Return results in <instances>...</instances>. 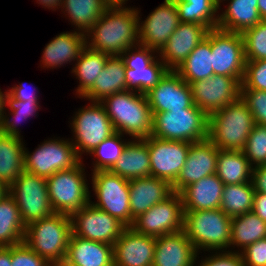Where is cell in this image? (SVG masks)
Returning a JSON list of instances; mask_svg holds the SVG:
<instances>
[{
  "instance_id": "1",
  "label": "cell",
  "mask_w": 266,
  "mask_h": 266,
  "mask_svg": "<svg viewBox=\"0 0 266 266\" xmlns=\"http://www.w3.org/2000/svg\"><path fill=\"white\" fill-rule=\"evenodd\" d=\"M138 15L136 6H108L86 34V46L120 56L139 44Z\"/></svg>"
},
{
  "instance_id": "2",
  "label": "cell",
  "mask_w": 266,
  "mask_h": 266,
  "mask_svg": "<svg viewBox=\"0 0 266 266\" xmlns=\"http://www.w3.org/2000/svg\"><path fill=\"white\" fill-rule=\"evenodd\" d=\"M104 106L115 132L131 139H145L152 134L153 114L144 93L125 90L105 97Z\"/></svg>"
},
{
  "instance_id": "3",
  "label": "cell",
  "mask_w": 266,
  "mask_h": 266,
  "mask_svg": "<svg viewBox=\"0 0 266 266\" xmlns=\"http://www.w3.org/2000/svg\"><path fill=\"white\" fill-rule=\"evenodd\" d=\"M254 124L240 97L208 116V139L220 150L242 151Z\"/></svg>"
},
{
  "instance_id": "4",
  "label": "cell",
  "mask_w": 266,
  "mask_h": 266,
  "mask_svg": "<svg viewBox=\"0 0 266 266\" xmlns=\"http://www.w3.org/2000/svg\"><path fill=\"white\" fill-rule=\"evenodd\" d=\"M183 212V230L199 255L230 251L231 217L220 208Z\"/></svg>"
},
{
  "instance_id": "5",
  "label": "cell",
  "mask_w": 266,
  "mask_h": 266,
  "mask_svg": "<svg viewBox=\"0 0 266 266\" xmlns=\"http://www.w3.org/2000/svg\"><path fill=\"white\" fill-rule=\"evenodd\" d=\"M71 234V216L54 213L28 224L23 242L54 265L65 259Z\"/></svg>"
},
{
  "instance_id": "6",
  "label": "cell",
  "mask_w": 266,
  "mask_h": 266,
  "mask_svg": "<svg viewBox=\"0 0 266 266\" xmlns=\"http://www.w3.org/2000/svg\"><path fill=\"white\" fill-rule=\"evenodd\" d=\"M81 160L74 168L61 170L46 179L48 195L55 213L72 215L91 199L90 180Z\"/></svg>"
},
{
  "instance_id": "7",
  "label": "cell",
  "mask_w": 266,
  "mask_h": 266,
  "mask_svg": "<svg viewBox=\"0 0 266 266\" xmlns=\"http://www.w3.org/2000/svg\"><path fill=\"white\" fill-rule=\"evenodd\" d=\"M152 114L151 136L190 143L208 138V115L196 105L185 110L152 112Z\"/></svg>"
},
{
  "instance_id": "8",
  "label": "cell",
  "mask_w": 266,
  "mask_h": 266,
  "mask_svg": "<svg viewBox=\"0 0 266 266\" xmlns=\"http://www.w3.org/2000/svg\"><path fill=\"white\" fill-rule=\"evenodd\" d=\"M78 108L68 121L76 153L83 161V155L92 152L101 142L115 133L104 106L100 102H91Z\"/></svg>"
},
{
  "instance_id": "9",
  "label": "cell",
  "mask_w": 266,
  "mask_h": 266,
  "mask_svg": "<svg viewBox=\"0 0 266 266\" xmlns=\"http://www.w3.org/2000/svg\"><path fill=\"white\" fill-rule=\"evenodd\" d=\"M90 176V192L93 191L90 198L97 199L90 200V203L131 227L134 219L131 217L129 180L110 171H93Z\"/></svg>"
},
{
  "instance_id": "10",
  "label": "cell",
  "mask_w": 266,
  "mask_h": 266,
  "mask_svg": "<svg viewBox=\"0 0 266 266\" xmlns=\"http://www.w3.org/2000/svg\"><path fill=\"white\" fill-rule=\"evenodd\" d=\"M32 152L24 148V171L48 178L54 173L74 168L81 159L70 138L44 139Z\"/></svg>"
},
{
  "instance_id": "11",
  "label": "cell",
  "mask_w": 266,
  "mask_h": 266,
  "mask_svg": "<svg viewBox=\"0 0 266 266\" xmlns=\"http://www.w3.org/2000/svg\"><path fill=\"white\" fill-rule=\"evenodd\" d=\"M9 194L16 202L25 226L55 213L44 177L23 171L9 186Z\"/></svg>"
},
{
  "instance_id": "12",
  "label": "cell",
  "mask_w": 266,
  "mask_h": 266,
  "mask_svg": "<svg viewBox=\"0 0 266 266\" xmlns=\"http://www.w3.org/2000/svg\"><path fill=\"white\" fill-rule=\"evenodd\" d=\"M125 64L129 90L146 94L168 71L158 52L143 45L129 48L120 55Z\"/></svg>"
},
{
  "instance_id": "13",
  "label": "cell",
  "mask_w": 266,
  "mask_h": 266,
  "mask_svg": "<svg viewBox=\"0 0 266 266\" xmlns=\"http://www.w3.org/2000/svg\"><path fill=\"white\" fill-rule=\"evenodd\" d=\"M184 212L181 195L174 192L134 219L131 228L142 235L163 236L183 230Z\"/></svg>"
},
{
  "instance_id": "14",
  "label": "cell",
  "mask_w": 266,
  "mask_h": 266,
  "mask_svg": "<svg viewBox=\"0 0 266 266\" xmlns=\"http://www.w3.org/2000/svg\"><path fill=\"white\" fill-rule=\"evenodd\" d=\"M211 53L214 74L244 77L246 58L242 34L211 29Z\"/></svg>"
},
{
  "instance_id": "15",
  "label": "cell",
  "mask_w": 266,
  "mask_h": 266,
  "mask_svg": "<svg viewBox=\"0 0 266 266\" xmlns=\"http://www.w3.org/2000/svg\"><path fill=\"white\" fill-rule=\"evenodd\" d=\"M72 233L84 239L114 245L127 228L90 202L71 215Z\"/></svg>"
},
{
  "instance_id": "16",
  "label": "cell",
  "mask_w": 266,
  "mask_h": 266,
  "mask_svg": "<svg viewBox=\"0 0 266 266\" xmlns=\"http://www.w3.org/2000/svg\"><path fill=\"white\" fill-rule=\"evenodd\" d=\"M243 78L212 75L190 85L194 105L208 116L240 98Z\"/></svg>"
},
{
  "instance_id": "17",
  "label": "cell",
  "mask_w": 266,
  "mask_h": 266,
  "mask_svg": "<svg viewBox=\"0 0 266 266\" xmlns=\"http://www.w3.org/2000/svg\"><path fill=\"white\" fill-rule=\"evenodd\" d=\"M147 145L151 176L173 185L186 162L191 143L149 136L147 137Z\"/></svg>"
},
{
  "instance_id": "18",
  "label": "cell",
  "mask_w": 266,
  "mask_h": 266,
  "mask_svg": "<svg viewBox=\"0 0 266 266\" xmlns=\"http://www.w3.org/2000/svg\"><path fill=\"white\" fill-rule=\"evenodd\" d=\"M137 9L139 44L159 52L180 23L176 3L173 0H164L145 20H142L141 9Z\"/></svg>"
},
{
  "instance_id": "19",
  "label": "cell",
  "mask_w": 266,
  "mask_h": 266,
  "mask_svg": "<svg viewBox=\"0 0 266 266\" xmlns=\"http://www.w3.org/2000/svg\"><path fill=\"white\" fill-rule=\"evenodd\" d=\"M146 96L152 112H172L194 106L190 85L174 70H168Z\"/></svg>"
},
{
  "instance_id": "20",
  "label": "cell",
  "mask_w": 266,
  "mask_h": 266,
  "mask_svg": "<svg viewBox=\"0 0 266 266\" xmlns=\"http://www.w3.org/2000/svg\"><path fill=\"white\" fill-rule=\"evenodd\" d=\"M219 149L207 138L191 143L186 162L172 185L173 191L180 193L185 187L215 174Z\"/></svg>"
},
{
  "instance_id": "21",
  "label": "cell",
  "mask_w": 266,
  "mask_h": 266,
  "mask_svg": "<svg viewBox=\"0 0 266 266\" xmlns=\"http://www.w3.org/2000/svg\"><path fill=\"white\" fill-rule=\"evenodd\" d=\"M209 32L205 26L180 22L175 32L158 52L159 59L168 70H176L187 56L202 42Z\"/></svg>"
},
{
  "instance_id": "22",
  "label": "cell",
  "mask_w": 266,
  "mask_h": 266,
  "mask_svg": "<svg viewBox=\"0 0 266 266\" xmlns=\"http://www.w3.org/2000/svg\"><path fill=\"white\" fill-rule=\"evenodd\" d=\"M156 237L127 227L113 245L114 266H152Z\"/></svg>"
},
{
  "instance_id": "23",
  "label": "cell",
  "mask_w": 266,
  "mask_h": 266,
  "mask_svg": "<svg viewBox=\"0 0 266 266\" xmlns=\"http://www.w3.org/2000/svg\"><path fill=\"white\" fill-rule=\"evenodd\" d=\"M198 253L184 230L156 237L152 266H196Z\"/></svg>"
},
{
  "instance_id": "24",
  "label": "cell",
  "mask_w": 266,
  "mask_h": 266,
  "mask_svg": "<svg viewBox=\"0 0 266 266\" xmlns=\"http://www.w3.org/2000/svg\"><path fill=\"white\" fill-rule=\"evenodd\" d=\"M55 36L42 51L39 64L42 69L54 70L66 64H74L86 46V35L74 30L64 31Z\"/></svg>"
},
{
  "instance_id": "25",
  "label": "cell",
  "mask_w": 266,
  "mask_h": 266,
  "mask_svg": "<svg viewBox=\"0 0 266 266\" xmlns=\"http://www.w3.org/2000/svg\"><path fill=\"white\" fill-rule=\"evenodd\" d=\"M173 193L169 182L156 177L129 180L131 217L135 219L155 204L166 200Z\"/></svg>"
},
{
  "instance_id": "26",
  "label": "cell",
  "mask_w": 266,
  "mask_h": 266,
  "mask_svg": "<svg viewBox=\"0 0 266 266\" xmlns=\"http://www.w3.org/2000/svg\"><path fill=\"white\" fill-rule=\"evenodd\" d=\"M224 183L215 174L185 187L181 195L183 211L219 209Z\"/></svg>"
},
{
  "instance_id": "27",
  "label": "cell",
  "mask_w": 266,
  "mask_h": 266,
  "mask_svg": "<svg viewBox=\"0 0 266 266\" xmlns=\"http://www.w3.org/2000/svg\"><path fill=\"white\" fill-rule=\"evenodd\" d=\"M224 3H227L225 9L221 8ZM218 11L217 28L224 31L242 34L262 21L258 0H225Z\"/></svg>"
},
{
  "instance_id": "28",
  "label": "cell",
  "mask_w": 266,
  "mask_h": 266,
  "mask_svg": "<svg viewBox=\"0 0 266 266\" xmlns=\"http://www.w3.org/2000/svg\"><path fill=\"white\" fill-rule=\"evenodd\" d=\"M65 260L77 266H114L113 245L70 236Z\"/></svg>"
},
{
  "instance_id": "29",
  "label": "cell",
  "mask_w": 266,
  "mask_h": 266,
  "mask_svg": "<svg viewBox=\"0 0 266 266\" xmlns=\"http://www.w3.org/2000/svg\"><path fill=\"white\" fill-rule=\"evenodd\" d=\"M151 164L147 138L131 139L120 158L109 170L111 173L119 175L127 180L150 177Z\"/></svg>"
},
{
  "instance_id": "30",
  "label": "cell",
  "mask_w": 266,
  "mask_h": 266,
  "mask_svg": "<svg viewBox=\"0 0 266 266\" xmlns=\"http://www.w3.org/2000/svg\"><path fill=\"white\" fill-rule=\"evenodd\" d=\"M125 70V64L121 56H110L93 86L81 99L100 102L107 96L128 90Z\"/></svg>"
},
{
  "instance_id": "31",
  "label": "cell",
  "mask_w": 266,
  "mask_h": 266,
  "mask_svg": "<svg viewBox=\"0 0 266 266\" xmlns=\"http://www.w3.org/2000/svg\"><path fill=\"white\" fill-rule=\"evenodd\" d=\"M108 6L104 0H63L60 9L73 30L86 35Z\"/></svg>"
},
{
  "instance_id": "32",
  "label": "cell",
  "mask_w": 266,
  "mask_h": 266,
  "mask_svg": "<svg viewBox=\"0 0 266 266\" xmlns=\"http://www.w3.org/2000/svg\"><path fill=\"white\" fill-rule=\"evenodd\" d=\"M110 55L95 51L85 46L78 59L71 67V74L79 80L78 87L74 90L75 95L81 98L94 84L96 78L105 68Z\"/></svg>"
},
{
  "instance_id": "33",
  "label": "cell",
  "mask_w": 266,
  "mask_h": 266,
  "mask_svg": "<svg viewBox=\"0 0 266 266\" xmlns=\"http://www.w3.org/2000/svg\"><path fill=\"white\" fill-rule=\"evenodd\" d=\"M265 237L266 222L252 211L231 218L230 251L240 253L247 246Z\"/></svg>"
},
{
  "instance_id": "34",
  "label": "cell",
  "mask_w": 266,
  "mask_h": 266,
  "mask_svg": "<svg viewBox=\"0 0 266 266\" xmlns=\"http://www.w3.org/2000/svg\"><path fill=\"white\" fill-rule=\"evenodd\" d=\"M188 84L205 80L214 75L211 53V30L187 56L186 60L175 70Z\"/></svg>"
},
{
  "instance_id": "35",
  "label": "cell",
  "mask_w": 266,
  "mask_h": 266,
  "mask_svg": "<svg viewBox=\"0 0 266 266\" xmlns=\"http://www.w3.org/2000/svg\"><path fill=\"white\" fill-rule=\"evenodd\" d=\"M23 139L0 133V180L10 186L24 171Z\"/></svg>"
},
{
  "instance_id": "36",
  "label": "cell",
  "mask_w": 266,
  "mask_h": 266,
  "mask_svg": "<svg viewBox=\"0 0 266 266\" xmlns=\"http://www.w3.org/2000/svg\"><path fill=\"white\" fill-rule=\"evenodd\" d=\"M216 175L224 185L251 182L252 167L242 151L219 149Z\"/></svg>"
},
{
  "instance_id": "37",
  "label": "cell",
  "mask_w": 266,
  "mask_h": 266,
  "mask_svg": "<svg viewBox=\"0 0 266 266\" xmlns=\"http://www.w3.org/2000/svg\"><path fill=\"white\" fill-rule=\"evenodd\" d=\"M39 102L41 101L15 99L7 92L5 96V109L0 121V133L23 139L21 129L18 126H20L19 124L22 121H27L28 118L31 119L33 116L35 118L38 116V110L41 109Z\"/></svg>"
},
{
  "instance_id": "38",
  "label": "cell",
  "mask_w": 266,
  "mask_h": 266,
  "mask_svg": "<svg viewBox=\"0 0 266 266\" xmlns=\"http://www.w3.org/2000/svg\"><path fill=\"white\" fill-rule=\"evenodd\" d=\"M25 227L16 202L7 194L0 199V247L23 243Z\"/></svg>"
},
{
  "instance_id": "39",
  "label": "cell",
  "mask_w": 266,
  "mask_h": 266,
  "mask_svg": "<svg viewBox=\"0 0 266 266\" xmlns=\"http://www.w3.org/2000/svg\"><path fill=\"white\" fill-rule=\"evenodd\" d=\"M180 22L196 23L209 30L217 28L219 6L213 0H173Z\"/></svg>"
},
{
  "instance_id": "40",
  "label": "cell",
  "mask_w": 266,
  "mask_h": 266,
  "mask_svg": "<svg viewBox=\"0 0 266 266\" xmlns=\"http://www.w3.org/2000/svg\"><path fill=\"white\" fill-rule=\"evenodd\" d=\"M254 194L252 182L224 185L220 209L231 218L251 212Z\"/></svg>"
},
{
  "instance_id": "41",
  "label": "cell",
  "mask_w": 266,
  "mask_h": 266,
  "mask_svg": "<svg viewBox=\"0 0 266 266\" xmlns=\"http://www.w3.org/2000/svg\"><path fill=\"white\" fill-rule=\"evenodd\" d=\"M125 138V135L115 132L90 152L88 155L93 156L91 158L93 168L90 171H109L131 140V138Z\"/></svg>"
},
{
  "instance_id": "42",
  "label": "cell",
  "mask_w": 266,
  "mask_h": 266,
  "mask_svg": "<svg viewBox=\"0 0 266 266\" xmlns=\"http://www.w3.org/2000/svg\"><path fill=\"white\" fill-rule=\"evenodd\" d=\"M246 61L266 60V20L242 33Z\"/></svg>"
},
{
  "instance_id": "43",
  "label": "cell",
  "mask_w": 266,
  "mask_h": 266,
  "mask_svg": "<svg viewBox=\"0 0 266 266\" xmlns=\"http://www.w3.org/2000/svg\"><path fill=\"white\" fill-rule=\"evenodd\" d=\"M242 152L252 168L266 165V125L254 124Z\"/></svg>"
},
{
  "instance_id": "44",
  "label": "cell",
  "mask_w": 266,
  "mask_h": 266,
  "mask_svg": "<svg viewBox=\"0 0 266 266\" xmlns=\"http://www.w3.org/2000/svg\"><path fill=\"white\" fill-rule=\"evenodd\" d=\"M240 97L252 113L254 123L266 125V91L241 89Z\"/></svg>"
},
{
  "instance_id": "45",
  "label": "cell",
  "mask_w": 266,
  "mask_h": 266,
  "mask_svg": "<svg viewBox=\"0 0 266 266\" xmlns=\"http://www.w3.org/2000/svg\"><path fill=\"white\" fill-rule=\"evenodd\" d=\"M241 89L266 91V60L246 61Z\"/></svg>"
},
{
  "instance_id": "46",
  "label": "cell",
  "mask_w": 266,
  "mask_h": 266,
  "mask_svg": "<svg viewBox=\"0 0 266 266\" xmlns=\"http://www.w3.org/2000/svg\"><path fill=\"white\" fill-rule=\"evenodd\" d=\"M11 266H53L24 242L11 246Z\"/></svg>"
},
{
  "instance_id": "47",
  "label": "cell",
  "mask_w": 266,
  "mask_h": 266,
  "mask_svg": "<svg viewBox=\"0 0 266 266\" xmlns=\"http://www.w3.org/2000/svg\"><path fill=\"white\" fill-rule=\"evenodd\" d=\"M210 253L204 254V257L198 254L196 266H244L240 253L233 251H212Z\"/></svg>"
},
{
  "instance_id": "48",
  "label": "cell",
  "mask_w": 266,
  "mask_h": 266,
  "mask_svg": "<svg viewBox=\"0 0 266 266\" xmlns=\"http://www.w3.org/2000/svg\"><path fill=\"white\" fill-rule=\"evenodd\" d=\"M244 266H266V237L240 252Z\"/></svg>"
},
{
  "instance_id": "49",
  "label": "cell",
  "mask_w": 266,
  "mask_h": 266,
  "mask_svg": "<svg viewBox=\"0 0 266 266\" xmlns=\"http://www.w3.org/2000/svg\"><path fill=\"white\" fill-rule=\"evenodd\" d=\"M27 83L14 84L11 88L7 89V92L15 99L22 101H39V91L37 87H28ZM32 88V89H31Z\"/></svg>"
},
{
  "instance_id": "50",
  "label": "cell",
  "mask_w": 266,
  "mask_h": 266,
  "mask_svg": "<svg viewBox=\"0 0 266 266\" xmlns=\"http://www.w3.org/2000/svg\"><path fill=\"white\" fill-rule=\"evenodd\" d=\"M251 182L255 193L266 194V165L252 168Z\"/></svg>"
},
{
  "instance_id": "51",
  "label": "cell",
  "mask_w": 266,
  "mask_h": 266,
  "mask_svg": "<svg viewBox=\"0 0 266 266\" xmlns=\"http://www.w3.org/2000/svg\"><path fill=\"white\" fill-rule=\"evenodd\" d=\"M252 212L266 222V194L255 193Z\"/></svg>"
},
{
  "instance_id": "52",
  "label": "cell",
  "mask_w": 266,
  "mask_h": 266,
  "mask_svg": "<svg viewBox=\"0 0 266 266\" xmlns=\"http://www.w3.org/2000/svg\"><path fill=\"white\" fill-rule=\"evenodd\" d=\"M63 0H36V3L41 5L42 8L52 11L60 10Z\"/></svg>"
},
{
  "instance_id": "53",
  "label": "cell",
  "mask_w": 266,
  "mask_h": 266,
  "mask_svg": "<svg viewBox=\"0 0 266 266\" xmlns=\"http://www.w3.org/2000/svg\"><path fill=\"white\" fill-rule=\"evenodd\" d=\"M0 266H11V246L0 247Z\"/></svg>"
},
{
  "instance_id": "54",
  "label": "cell",
  "mask_w": 266,
  "mask_h": 266,
  "mask_svg": "<svg viewBox=\"0 0 266 266\" xmlns=\"http://www.w3.org/2000/svg\"><path fill=\"white\" fill-rule=\"evenodd\" d=\"M258 12L262 20H266V0H258Z\"/></svg>"
},
{
  "instance_id": "55",
  "label": "cell",
  "mask_w": 266,
  "mask_h": 266,
  "mask_svg": "<svg viewBox=\"0 0 266 266\" xmlns=\"http://www.w3.org/2000/svg\"><path fill=\"white\" fill-rule=\"evenodd\" d=\"M7 90L2 91L0 88V121L2 119L3 111L5 109V96H6Z\"/></svg>"
},
{
  "instance_id": "56",
  "label": "cell",
  "mask_w": 266,
  "mask_h": 266,
  "mask_svg": "<svg viewBox=\"0 0 266 266\" xmlns=\"http://www.w3.org/2000/svg\"><path fill=\"white\" fill-rule=\"evenodd\" d=\"M109 6H127L129 0H104Z\"/></svg>"
},
{
  "instance_id": "57",
  "label": "cell",
  "mask_w": 266,
  "mask_h": 266,
  "mask_svg": "<svg viewBox=\"0 0 266 266\" xmlns=\"http://www.w3.org/2000/svg\"><path fill=\"white\" fill-rule=\"evenodd\" d=\"M9 194V186L0 180V199Z\"/></svg>"
},
{
  "instance_id": "58",
  "label": "cell",
  "mask_w": 266,
  "mask_h": 266,
  "mask_svg": "<svg viewBox=\"0 0 266 266\" xmlns=\"http://www.w3.org/2000/svg\"><path fill=\"white\" fill-rule=\"evenodd\" d=\"M53 266H77V265L69 263L65 259H63L62 261L56 262Z\"/></svg>"
},
{
  "instance_id": "59",
  "label": "cell",
  "mask_w": 266,
  "mask_h": 266,
  "mask_svg": "<svg viewBox=\"0 0 266 266\" xmlns=\"http://www.w3.org/2000/svg\"><path fill=\"white\" fill-rule=\"evenodd\" d=\"M218 6H220L225 0H213Z\"/></svg>"
}]
</instances>
